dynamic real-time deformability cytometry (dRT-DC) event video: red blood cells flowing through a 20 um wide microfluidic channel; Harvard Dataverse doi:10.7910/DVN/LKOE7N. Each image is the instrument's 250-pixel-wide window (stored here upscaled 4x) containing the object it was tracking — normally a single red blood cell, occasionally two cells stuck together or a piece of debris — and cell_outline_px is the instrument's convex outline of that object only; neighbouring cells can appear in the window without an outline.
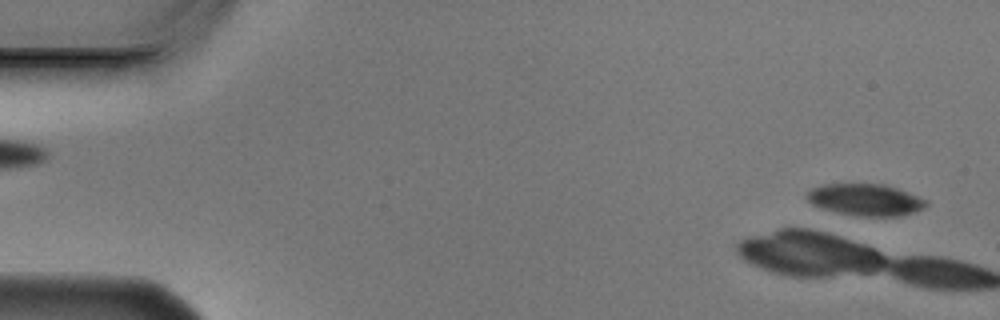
{"species": "Egyptian fruit bat (a non-hibernating species)", "species_latin": "Rousettus aegyptiacus", "temperature_condition": "cold", "stored_images_in_passage": 4, "segment_of_instrument_passage": [2, 2], "camera_frame_rate_fps": 3000, "um_per_image_px": 0.085, "animal": {"sex": "male"}, "frame": {"image": 1, "passage_image": 4, "time_ms": 1.0, "image_size_px": [1000, 320], "cell_outline_px": [[928, 204], [924, 208], [900, 216], [856, 216], [836, 212], [812, 204], [804, 196], [812, 188], [824, 184], [884, 184], [896, 188], [928, 200]], "centroid_in_image_um": [73.56, 16.98], "position_along_channel_um": 11.4, "area_um2": 21.96}}